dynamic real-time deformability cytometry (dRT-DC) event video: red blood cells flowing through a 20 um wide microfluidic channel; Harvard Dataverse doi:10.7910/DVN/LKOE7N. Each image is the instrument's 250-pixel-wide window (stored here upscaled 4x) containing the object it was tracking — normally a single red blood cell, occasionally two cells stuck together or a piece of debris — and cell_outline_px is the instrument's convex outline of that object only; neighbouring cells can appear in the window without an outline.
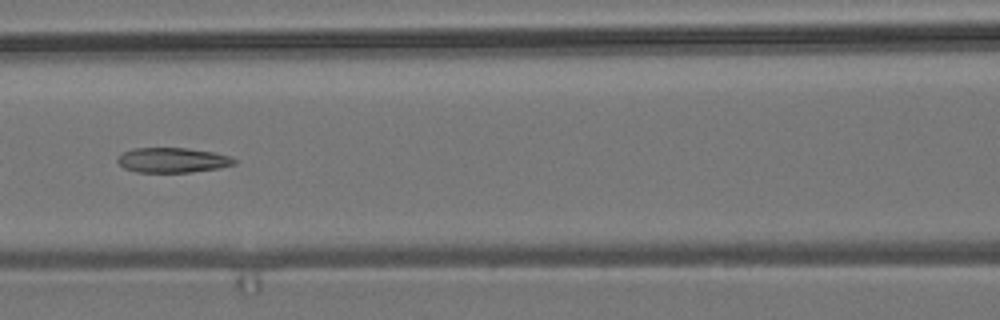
{"species": "common noctule bat (a hibernating species)", "species_latin": "Nyctalus noctula", "temperature_condition": "room temperature", "stored_images_in_passage": 9, "camera_frame_rate_fps": 3000, "um_per_image_px": 0.085, "animal": {"sex": "male", "body_mass_g": 19.2, "forearm_length_mm": 51.8}, "frame": {"image": 1, "passage_image": 7, "time_ms": 7.0, "image_size_px": [1000, 320], "cell_outline_px": [[236, 164], [216, 168], [188, 172], [136, 172], [124, 168], [116, 160], [124, 152], [132, 148], [188, 148], [212, 152], [228, 156], [236, 160]], "centroid_in_image_um": [14.64, 13.61], "position_along_channel_um": 152.0, "area_um2": 16.7}}
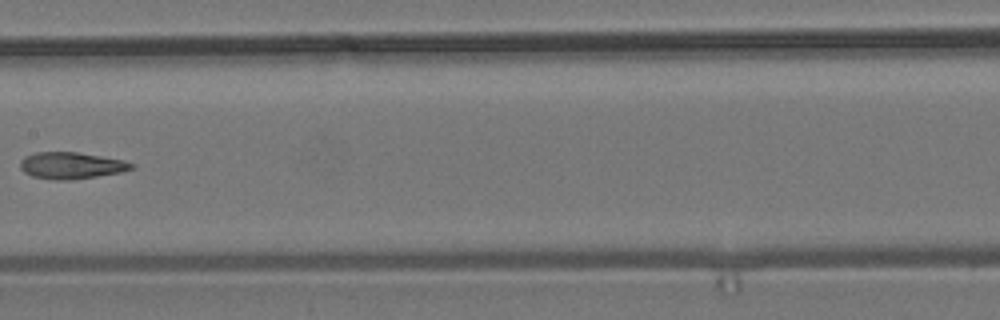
{"frame": {"image": 2, "passage_image": 8, "time_ms": 8.333, "image_size_px": [1000, 320], "cell_outline_px": [[136, 168], [120, 172], [96, 176], [68, 180], [56, 180], [32, 176], [24, 172], [20, 168], [20, 160], [24, 156], [36, 152], [76, 152], [124, 160], [136, 164]], "centroid_in_image_um": [6.06, 14.06], "position_along_channel_um": 201.3, "area_um2": 17.28}}
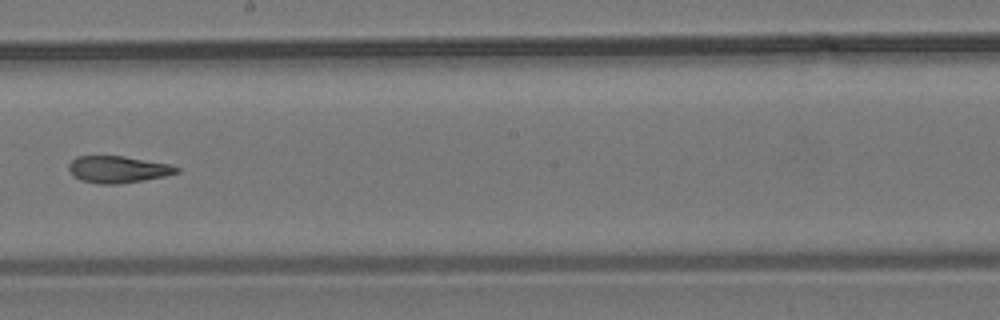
{"frame": {"image": 3, "passage_image": 9, "time_ms": 9.333, "image_size_px": [1000, 320], "cell_outline_px": [[180, 172], [164, 176], [116, 184], [100, 184], [80, 180], [72, 176], [68, 168], [68, 164], [76, 156], [124, 156], [168, 164], [180, 168]], "centroid_in_image_um": [9.97, 14.39], "position_along_channel_um": 238.2, "area_um2": 16.76}}